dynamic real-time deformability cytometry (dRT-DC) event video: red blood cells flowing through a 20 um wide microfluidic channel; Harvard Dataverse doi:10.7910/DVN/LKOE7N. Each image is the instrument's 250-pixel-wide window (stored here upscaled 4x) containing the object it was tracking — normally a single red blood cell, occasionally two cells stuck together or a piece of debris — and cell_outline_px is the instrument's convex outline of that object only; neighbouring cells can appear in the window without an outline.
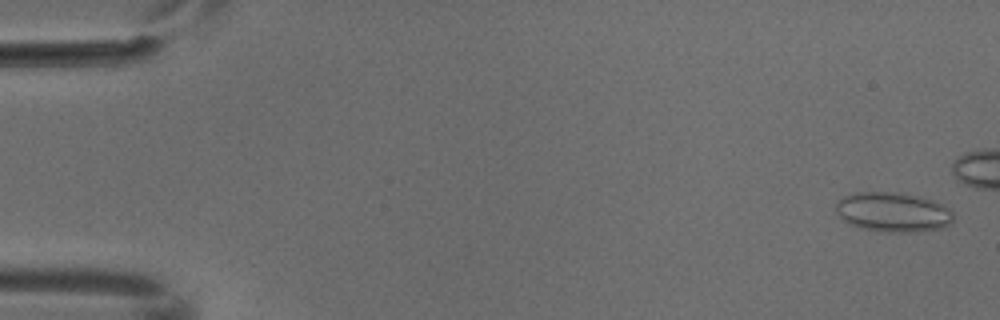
{"species": "common noctule bat (a hibernating species)", "species_latin": "Nyctalus noctula", "temperature_condition": "cold", "stored_images_in_passage": 9, "camera_frame_rate_fps": 3000, "um_per_image_px": 0.085, "animal": {"sex": "male", "body_mass_g": 18.8}, "frame": {"image": 1, "passage_image": 1, "time_ms": 0.0, "image_size_px": [1000, 320], "cell_outline_px": [[952, 220], [944, 228], [912, 232], [880, 232], [860, 228], [840, 220], [836, 212], [836, 200], [844, 196], [856, 192], [892, 192], [920, 196], [932, 200], [948, 208], [952, 212]], "centroid_in_image_um": [75.84, 18.04], "position_along_channel_um": 9.2, "area_um2": 27.34}}
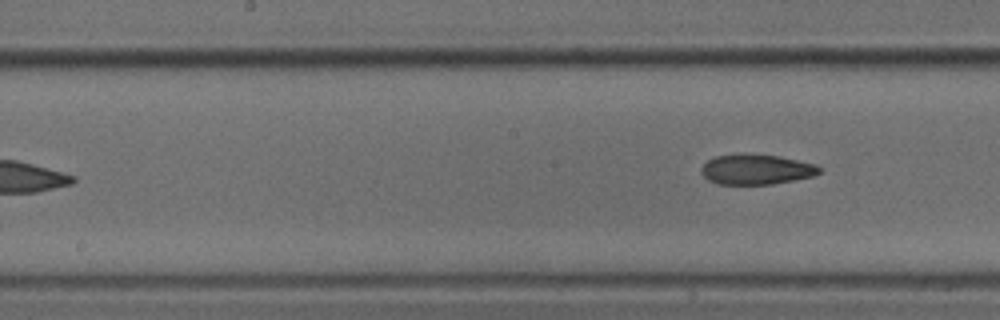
{"frame": {"image": 2, "passage_image": 9, "time_ms": 2.667, "image_size_px": [1000, 320], "cell_outline_px": [[820, 172], [812, 176], [772, 184], [716, 184], [708, 180], [700, 172], [700, 168], [708, 160], [716, 156], [780, 156], [816, 164], [820, 168]], "centroid_in_image_um": [64.28, 14.43], "position_along_channel_um": 183.9, "area_um2": 20.06}}